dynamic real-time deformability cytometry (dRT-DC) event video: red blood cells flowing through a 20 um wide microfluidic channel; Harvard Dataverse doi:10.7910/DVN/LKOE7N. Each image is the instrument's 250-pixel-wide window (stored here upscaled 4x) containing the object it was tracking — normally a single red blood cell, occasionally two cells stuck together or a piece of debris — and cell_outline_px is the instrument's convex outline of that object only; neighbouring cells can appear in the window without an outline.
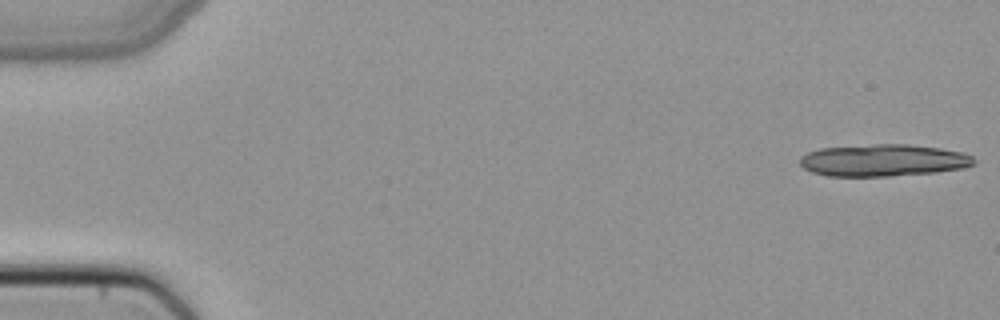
{"species": "common noctule bat (a hibernating species)", "species_latin": "Nyctalus noctula", "temperature_condition": "cold", "stored_images_in_passage": 14, "camera_frame_rate_fps": 3000, "um_per_image_px": 0.085, "animal": {"sex": "female", "body_mass_g": 22.7, "forearm_length_mm": 54.2}, "frame": {"image": 1, "passage_image": 1, "time_ms": 0.0, "image_size_px": [1000, 320], "cell_outline_px": [[976, 164], [964, 168], [936, 172], [888, 176], [828, 176], [812, 172], [804, 168], [800, 164], [800, 156], [808, 152], [820, 148], [872, 144], [908, 144], [940, 148], [964, 152], [972, 156], [976, 160]], "centroid_in_image_um": [75.1, 13.62], "position_along_channel_um": 9.9, "area_um2": 32.71}}